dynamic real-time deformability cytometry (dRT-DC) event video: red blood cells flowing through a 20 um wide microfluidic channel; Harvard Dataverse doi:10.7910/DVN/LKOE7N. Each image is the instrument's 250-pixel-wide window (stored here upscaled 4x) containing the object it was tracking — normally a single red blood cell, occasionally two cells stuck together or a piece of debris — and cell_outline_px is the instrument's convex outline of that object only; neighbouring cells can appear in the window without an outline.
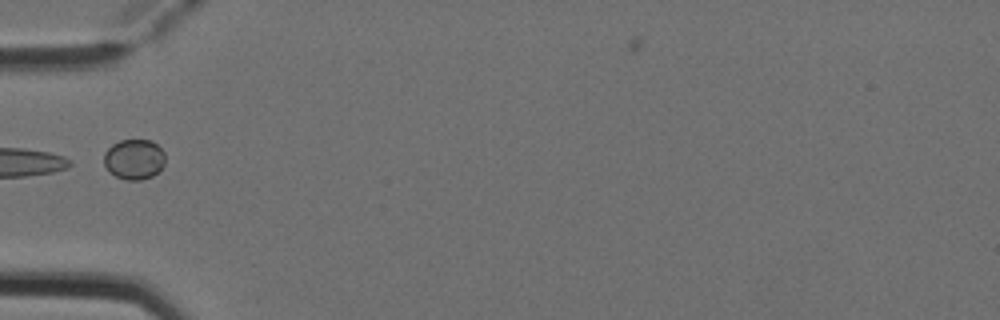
{"species": "Egyptian fruit bat (a non-hibernating species)", "species_latin": "Rousettus aegyptiacus", "temperature_condition": "cold", "stored_images_in_passage": 6, "camera_frame_rate_fps": 3000, "um_per_image_px": 0.085, "animal": {"sex": "female"}, "frame": {"image": 1, "passage_image": 5, "time_ms": 1.333, "image_size_px": [1000, 320], "cell_outline_px": [[164, 164], [160, 172], [152, 176], [140, 180], [128, 180], [116, 176], [104, 164], [104, 152], [112, 144], [120, 140], [152, 140], [164, 152]], "centroid_in_image_um": [11.42, 13.53], "position_along_channel_um": 73.6, "area_um2": 14.33}}
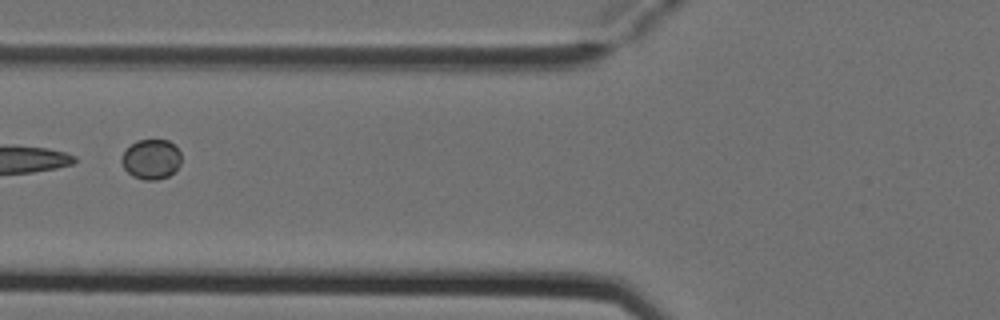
{"frame": {"image": 2, "passage_image": 6, "time_ms": 1.667, "image_size_px": [1000, 320], "cell_outline_px": [[180, 164], [168, 176], [156, 180], [144, 180], [132, 176], [124, 168], [120, 160], [124, 152], [136, 140], [168, 140], [180, 152]], "centroid_in_image_um": [12.83, 13.54], "position_along_channel_um": 113.0, "area_um2": 13.7}}